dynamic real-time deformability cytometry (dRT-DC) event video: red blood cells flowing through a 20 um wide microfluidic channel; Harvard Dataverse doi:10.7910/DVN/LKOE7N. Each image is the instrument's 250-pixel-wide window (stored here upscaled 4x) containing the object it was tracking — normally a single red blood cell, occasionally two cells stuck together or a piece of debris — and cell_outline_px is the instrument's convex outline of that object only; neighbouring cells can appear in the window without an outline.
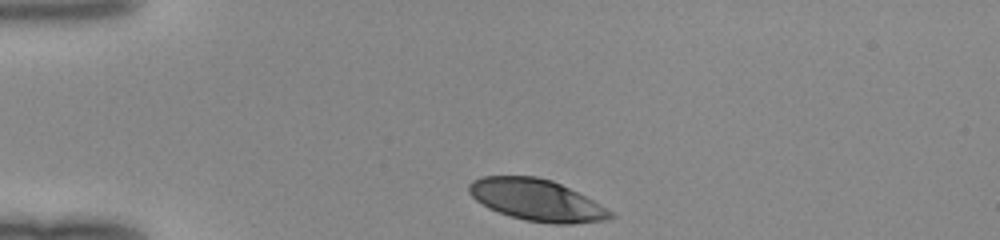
{"species": "human", "species_latin": "Homo sapiens", "temperature_condition": "room temperature", "stored_images_in_passage": 30, "camera_frame_rate_fps": 3000, "um_per_image_px": 0.085, "donor": {"sex": "female"}, "frame": {"image": 1, "passage_image": 1, "time_ms": 0.0, "image_size_px": [1000, 240], "cell_outline_px": [[616, 216], [608, 220], [572, 224], [552, 224], [524, 220], [488, 208], [476, 200], [468, 192], [468, 184], [472, 180], [484, 176], [536, 176], [552, 180], [600, 204], [612, 212]], "centroid_in_image_um": [45.61, 17.01], "position_along_channel_um": 39.4, "area_um2": 34.1}}
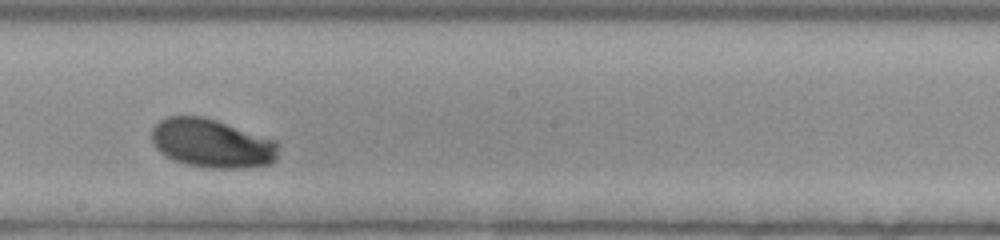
{"frame": {"image": 2, "passage_image": 18, "time_ms": 5.667, "image_size_px": [1000, 240], "cell_outline_px": [[276, 160], [272, 164], [244, 168], [208, 168], [184, 164], [160, 152], [152, 144], [152, 128], [160, 120], [168, 116], [204, 116], [276, 140]], "centroid_in_image_um": [18.0, 12.19], "position_along_channel_um": 230.2, "area_um2": 35.95}}
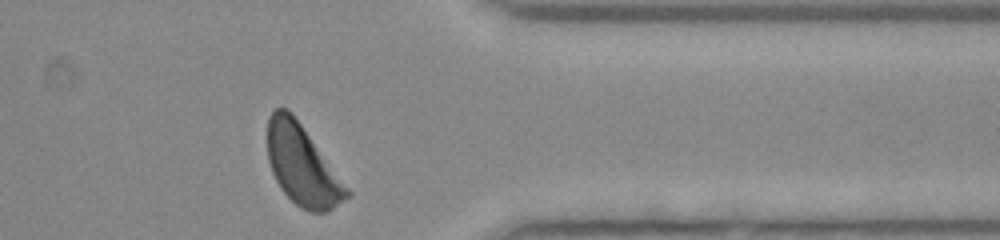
{"frame": {"image": 3, "passage_image": 30, "time_ms": 9.667, "image_size_px": [1000, 240], "cell_outline_px": [[352, 192], [348, 196], [328, 212], [308, 212], [300, 208], [280, 188], [272, 172], [268, 160], [268, 116], [276, 108], [288, 108], [292, 112]], "centroid_in_image_um": [25.69, 14.05], "position_along_channel_um": 385.7, "area_um2": 36.76}}